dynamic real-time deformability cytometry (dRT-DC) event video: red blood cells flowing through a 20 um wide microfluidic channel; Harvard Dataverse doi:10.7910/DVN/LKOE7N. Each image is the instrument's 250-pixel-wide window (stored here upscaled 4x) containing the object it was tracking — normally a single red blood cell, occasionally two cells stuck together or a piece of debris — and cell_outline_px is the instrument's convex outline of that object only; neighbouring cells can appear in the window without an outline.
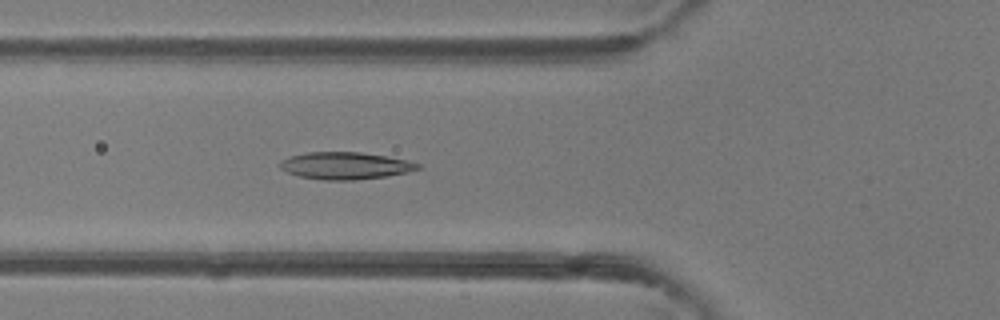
{"species": "common noctule bat (a hibernating species)", "species_latin": "Nyctalus noctula", "temperature_condition": "room temperature", "stored_images_in_passage": 47, "camera_frame_rate_fps": 3000, "um_per_image_px": 0.085, "animal": {"sex": "female"}, "frame": {"image": 1, "passage_image": 17, "time_ms": 5.333, "image_size_px": [1000, 320], "cell_outline_px": [[420, 168], [408, 172], [388, 176], [356, 180], [320, 180], [300, 176], [288, 172], [280, 168], [280, 160], [292, 156], [308, 152], [360, 152], [408, 160], [420, 164]], "centroid_in_image_um": [29.36, 14.09], "position_along_channel_um": 96.4, "area_um2": 21.73}}
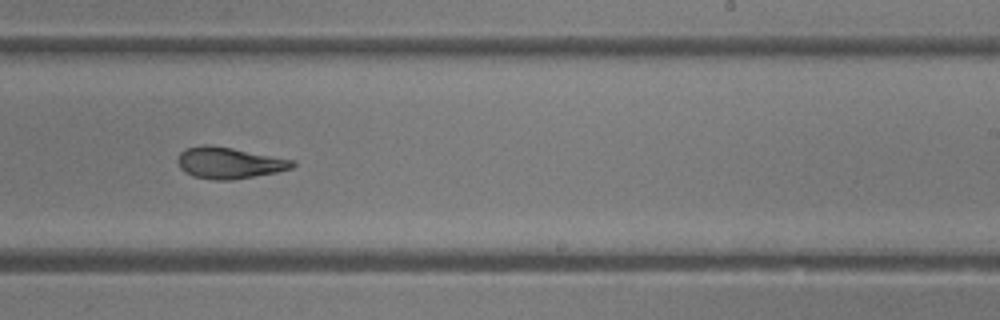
{"frame": {"image": 2, "passage_image": 29, "time_ms": 9.333, "image_size_px": [1000, 320], "cell_outline_px": [[296, 164], [292, 168], [276, 172], [228, 180], [216, 180], [192, 176], [184, 172], [180, 168], [176, 160], [180, 152], [184, 148], [204, 144], [208, 144], [232, 148], [292, 160]], "centroid_in_image_um": [19.39, 13.83], "position_along_channel_um": 269.6, "area_um2": 20.81}}
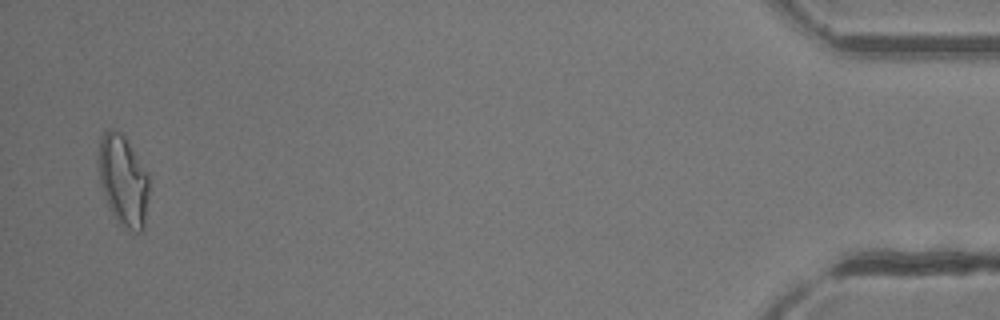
{"frame": {"image": 3, "passage_image": 46, "time_ms": 15.0, "image_size_px": [1000, 320], "cell_outline_px": [[148, 196], [144, 232], [132, 232], [116, 224], [104, 196], [100, 184], [100, 140], [104, 132], [108, 128], [112, 128], [120, 132], [124, 136], [148, 176]], "centroid_in_image_um": [10.48, 15.44], "position_along_channel_um": 424.7, "area_um2": 26.53}, "authors_computed_cell_mechanics": {"area_um2": 22.5998, "velocity_mm_per_s": 4.3262, "shape_relaxation_time_tau1_ms": null, "shape_relaxation_time_tau2_ms": 2.4524, "deformation_change_tau1": null, "deformation_change_tau2": 0.0967}}